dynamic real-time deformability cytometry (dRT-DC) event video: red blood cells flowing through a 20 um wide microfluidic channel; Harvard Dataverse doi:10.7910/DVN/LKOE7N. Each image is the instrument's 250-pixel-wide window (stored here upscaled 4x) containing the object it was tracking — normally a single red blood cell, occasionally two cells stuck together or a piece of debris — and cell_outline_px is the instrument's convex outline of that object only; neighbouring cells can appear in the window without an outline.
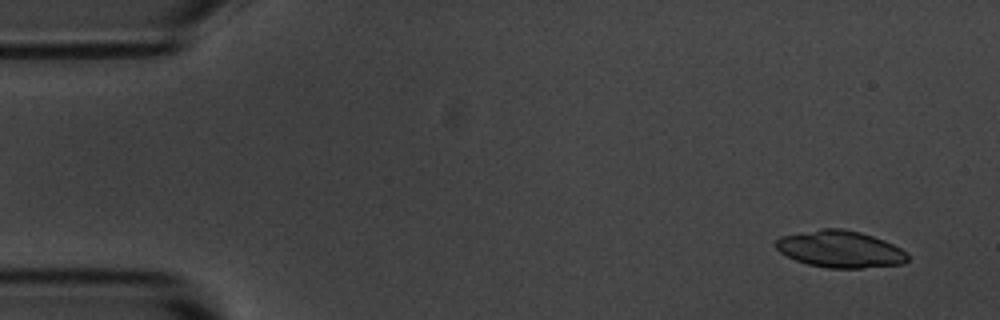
{"species": "common noctule bat (a hibernating species)", "species_latin": "Nyctalus noctula", "temperature_condition": "room temperature", "stored_images_in_passage": 14, "camera_frame_rate_fps": 3000, "um_per_image_px": 0.085, "animal": {"sex": "male", "body_mass_g": 20.1, "forearm_length_mm": 53.5}, "frame": {"image": 1, "passage_image": 1, "time_ms": 0.0, "image_size_px": [1000, 320], "cell_outline_px": [[908, 260], [904, 264], [860, 268], [828, 268], [808, 264], [796, 260], [780, 252], [776, 248], [776, 240], [780, 236], [824, 228], [840, 228], [860, 232], [884, 240], [908, 252]], "centroid_in_image_um": [71.44, 21.18], "position_along_channel_um": 13.6, "area_um2": 28.26}}